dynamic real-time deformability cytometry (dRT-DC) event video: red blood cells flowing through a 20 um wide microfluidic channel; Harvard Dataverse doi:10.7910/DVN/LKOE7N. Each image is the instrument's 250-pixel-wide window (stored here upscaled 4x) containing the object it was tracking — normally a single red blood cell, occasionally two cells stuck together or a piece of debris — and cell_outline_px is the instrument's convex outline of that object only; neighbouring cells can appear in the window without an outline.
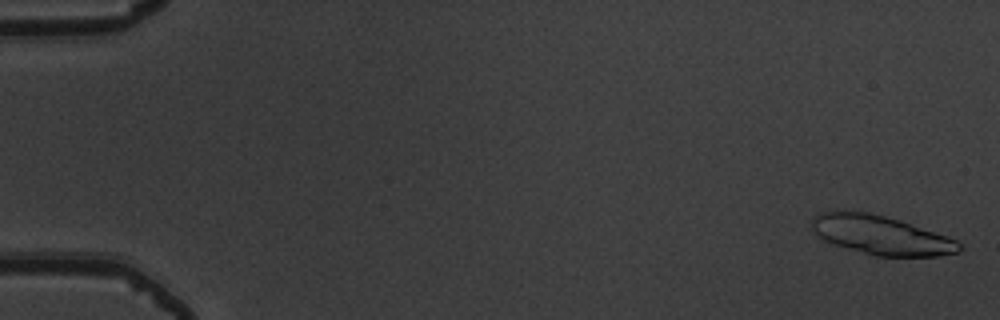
{"species": "common noctule bat (a hibernating species)", "species_latin": "Nyctalus noctula", "temperature_condition": "warm", "stored_images_in_passage": 55, "segment_of_instrument_passage": [1, 2], "camera_frame_rate_fps": 3000, "um_per_image_px": 0.085, "animal": {"sex": "male", "body_mass_g": 19.5, "forearm_length_mm": 54.6}, "frame": {"image": 1, "passage_image": 2, "time_ms": 0.333, "image_size_px": [1000, 320], "cell_outline_px": [[964, 248], [960, 252], [936, 256], [876, 256], [848, 248], [824, 240], [812, 228], [812, 220], [820, 212], [868, 212], [900, 220], [948, 236], [956, 240]], "centroid_in_image_um": [74.96, 20.0], "position_along_channel_um": 10.0, "area_um2": 32.95}}